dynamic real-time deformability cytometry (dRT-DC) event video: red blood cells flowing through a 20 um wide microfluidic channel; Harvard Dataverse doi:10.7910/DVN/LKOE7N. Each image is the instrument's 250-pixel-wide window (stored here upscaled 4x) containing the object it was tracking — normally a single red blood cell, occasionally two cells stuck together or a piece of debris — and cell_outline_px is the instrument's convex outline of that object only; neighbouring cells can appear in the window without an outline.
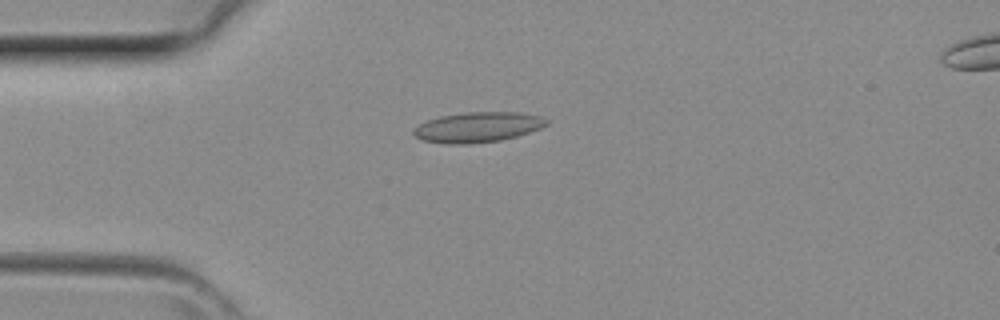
{"species": "common noctule bat (a hibernating species)", "species_latin": "Nyctalus noctula", "temperature_condition": "room temperature", "stored_images_in_passage": 42, "camera_frame_rate_fps": 3000, "um_per_image_px": 0.085, "animal": {"sex": "female", "body_mass_g": 29.2, "forearm_length_mm": 56.3}, "frame": {"image": 1, "passage_image": 11, "time_ms": 3.333, "image_size_px": [1000, 320], "cell_outline_px": [[548, 124], [540, 128], [516, 136], [500, 140], [472, 144], [444, 144], [420, 140], [412, 132], [412, 128], [428, 120], [440, 116], [464, 112], [520, 112], [540, 116], [548, 120]], "centroid_in_image_um": [40.57, 10.81], "position_along_channel_um": 44.4, "area_um2": 23.52}}
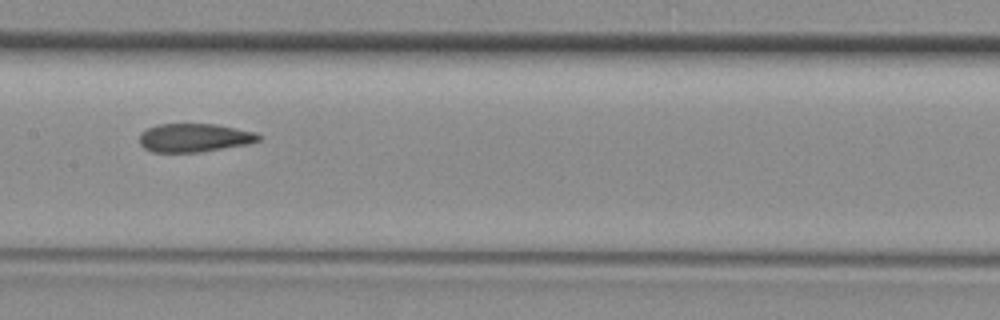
{"frame": {"image": 2, "passage_image": 21, "time_ms": 6.667, "image_size_px": [1000, 320], "cell_outline_px": [[264, 136], [260, 140], [248, 144], [200, 152], [152, 152], [144, 148], [140, 144], [140, 132], [156, 124], [216, 124], [256, 132]], "centroid_in_image_um": [16.53, 11.7], "position_along_channel_um": 190.9, "area_um2": 19.94}}
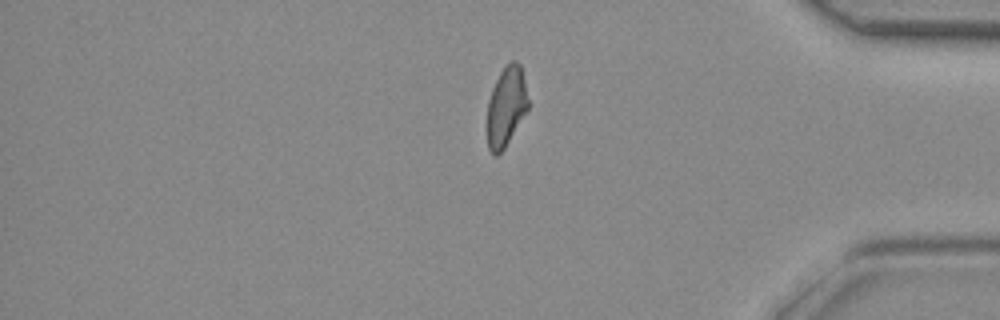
{"frame": {"image": 3, "passage_image": 35, "time_ms": 11.333, "image_size_px": [1000, 320], "cell_outline_px": [[528, 108], [504, 148], [496, 156], [488, 148], [488, 100], [492, 88], [500, 72], [512, 60], [516, 60], [520, 64], [524, 80], [528, 100]], "centroid_in_image_um": [43.02, 9.03], "position_along_channel_um": 392.2, "area_um2": 18.5}}